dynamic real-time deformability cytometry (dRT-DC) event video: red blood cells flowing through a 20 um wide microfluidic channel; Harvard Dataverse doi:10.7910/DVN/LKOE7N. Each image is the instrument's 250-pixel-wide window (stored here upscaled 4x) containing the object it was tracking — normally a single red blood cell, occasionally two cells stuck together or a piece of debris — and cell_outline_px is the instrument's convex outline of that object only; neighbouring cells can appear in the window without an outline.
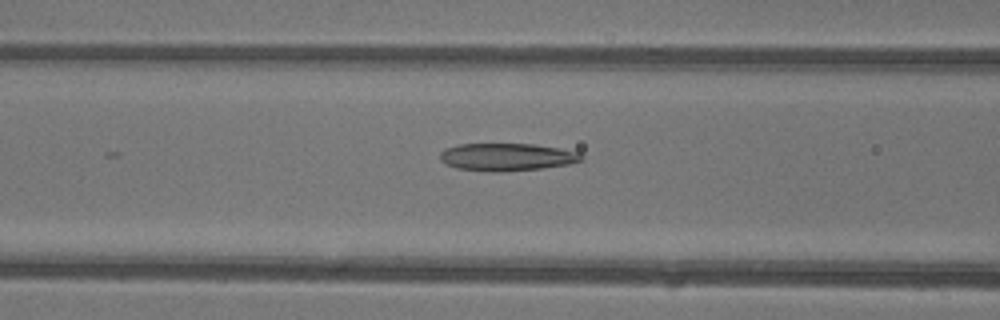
{"species": "common noctule bat (a hibernating species)", "species_latin": "Nyctalus noctula", "temperature_condition": "warm", "stored_images_in_passage": 25, "camera_frame_rate_fps": 3000, "um_per_image_px": 0.085, "animal": {"sex": "female"}, "frame": {"image": 1, "passage_image": 4, "time_ms": 1.0, "image_size_px": [1000, 320], "cell_outline_px": [[584, 160], [568, 164], [540, 168], [496, 172], [456, 168], [440, 160], [440, 152], [444, 148], [456, 144], [536, 144], [560, 148], [580, 152], [584, 156]], "centroid_in_image_um": [43.1, 13.33], "position_along_channel_um": 123.5, "area_um2": 22.77}}
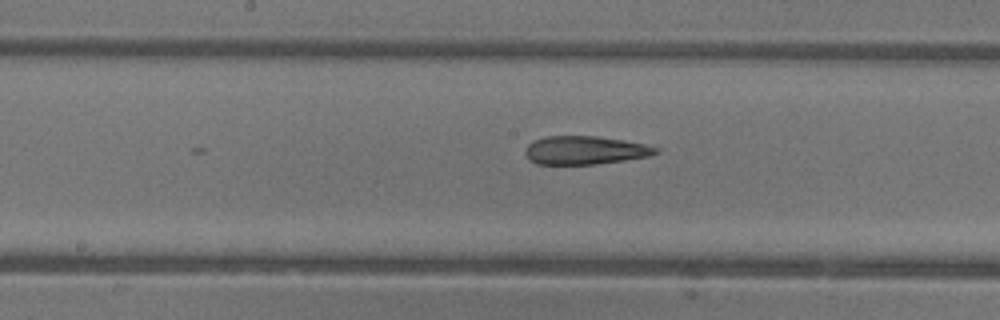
{"frame": {"image": 2, "passage_image": 9, "time_ms": 2.667, "image_size_px": [1000, 320], "cell_outline_px": [[660, 152], [648, 156], [624, 160], [596, 164], [536, 164], [528, 160], [524, 152], [524, 148], [528, 144], [544, 136], [596, 136], [624, 140], [644, 144], [660, 148]], "centroid_in_image_um": [49.7, 12.77], "position_along_channel_um": 198.5, "area_um2": 21.68}}
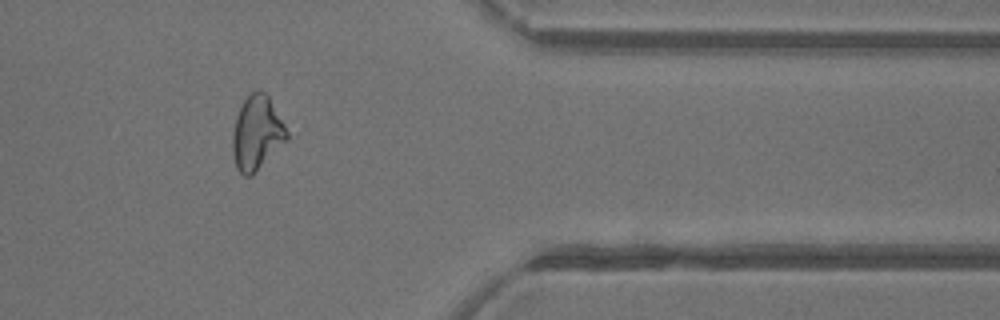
{"frame": {"image": 3, "passage_image": 23, "time_ms": 7.333, "image_size_px": [1000, 320], "cell_outline_px": [[288, 136], [252, 176], [244, 176], [236, 168], [232, 152], [232, 136], [236, 116], [244, 100], [252, 92], [268, 92], [288, 132]], "centroid_in_image_um": [21.81, 11.29], "position_along_channel_um": 389.6, "area_um2": 23.06}}